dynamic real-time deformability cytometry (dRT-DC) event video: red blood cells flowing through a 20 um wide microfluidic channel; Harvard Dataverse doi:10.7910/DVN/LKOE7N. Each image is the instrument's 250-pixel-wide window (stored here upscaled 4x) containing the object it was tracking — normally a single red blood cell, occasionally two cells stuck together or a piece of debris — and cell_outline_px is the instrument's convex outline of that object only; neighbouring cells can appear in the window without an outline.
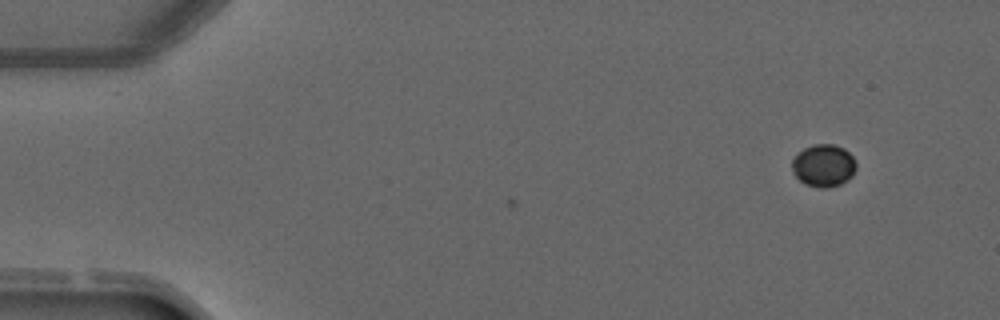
{"species": "common noctule bat (a hibernating species)", "species_latin": "Nyctalus noctula", "temperature_condition": "warm", "stored_images_in_passage": 2, "camera_frame_rate_fps": 3000, "um_per_image_px": 0.085, "animal": {"sex": "male", "forearm_length_mm": 52.5}, "frame": {"image": 1, "passage_image": 2, "time_ms": 1.333, "image_size_px": [1000, 320], "cell_outline_px": [[856, 168], [852, 176], [848, 180], [840, 184], [828, 188], [820, 188], [804, 184], [792, 172], [792, 160], [804, 148], [812, 144], [832, 144], [844, 148], [852, 156], [856, 164]], "centroid_in_image_um": [70.01, 14.08], "position_along_channel_um": 15.0, "area_um2": 15.9}}